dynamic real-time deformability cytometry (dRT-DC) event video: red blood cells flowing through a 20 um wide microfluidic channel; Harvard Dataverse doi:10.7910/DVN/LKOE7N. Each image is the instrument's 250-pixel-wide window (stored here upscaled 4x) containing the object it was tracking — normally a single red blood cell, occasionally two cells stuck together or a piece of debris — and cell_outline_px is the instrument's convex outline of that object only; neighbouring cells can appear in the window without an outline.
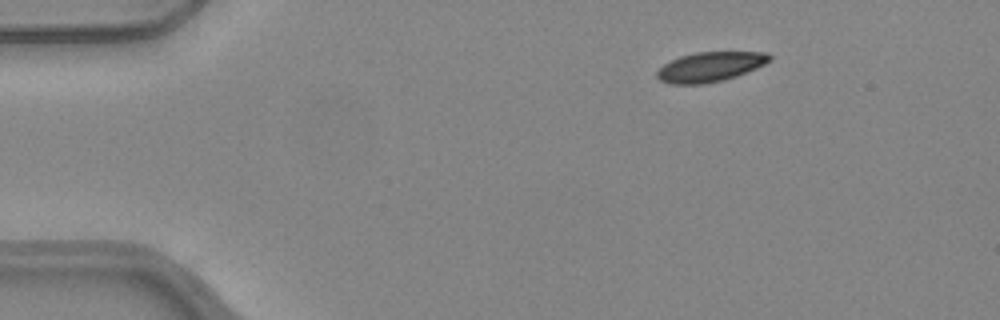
{"species": "common noctule bat (a hibernating species)", "species_latin": "Nyctalus noctula", "temperature_condition": "warm", "stored_images_in_passage": 39, "camera_frame_rate_fps": 3000, "um_per_image_px": 0.085, "animal": {"sex": "female", "body_mass_g": 24.6, "forearm_length_mm": 56.2}, "frame": {"image": 1, "passage_image": 1, "time_ms": 0.0, "image_size_px": [1000, 320], "cell_outline_px": [[772, 60], [756, 68], [736, 76], [724, 80], [704, 84], [668, 84], [660, 80], [656, 76], [656, 72], [664, 64], [680, 56], [696, 52], [768, 52], [772, 56]], "centroid_in_image_um": [60.37, 5.68], "position_along_channel_um": 24.6, "area_um2": 19.54}}
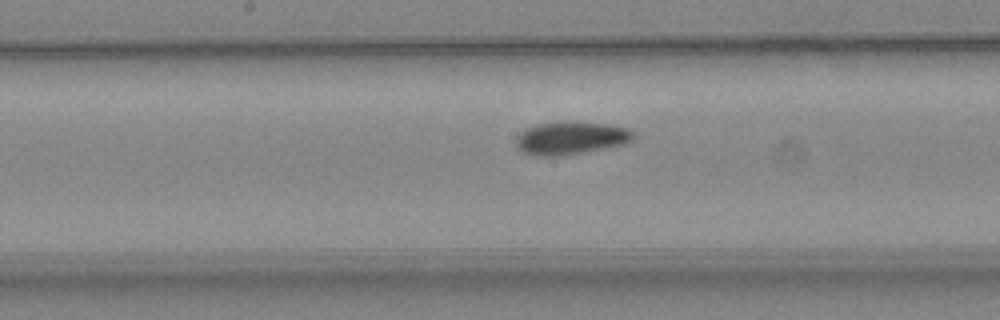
{"frame": {"image": 2, "passage_image": 20, "time_ms": 6.333, "image_size_px": [1000, 320], "cell_outline_px": [[636, 136], [632, 140], [624, 144], [584, 152], [560, 156], [532, 156], [516, 148], [516, 136], [520, 132], [536, 124], [612, 124], [628, 128]], "centroid_in_image_um": [48.51, 11.78], "position_along_channel_um": 199.7, "area_um2": 21.85}}
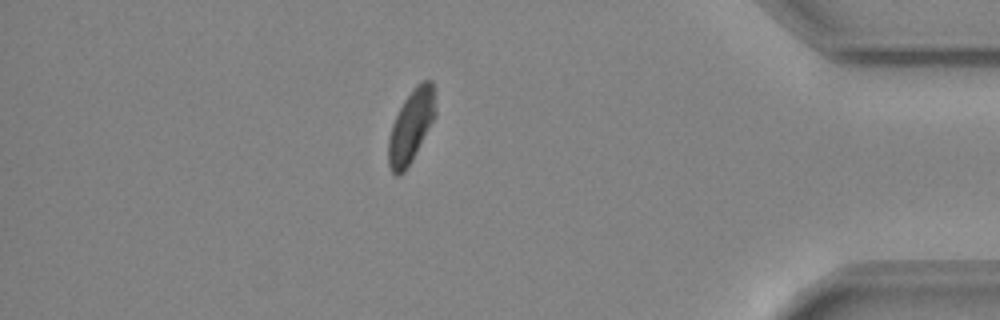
{"frame": {"image": 3, "passage_image": 38, "time_ms": 12.333, "image_size_px": [1000, 320], "cell_outline_px": [[436, 112], [412, 160], [404, 172], [400, 176], [396, 176], [392, 172], [388, 164], [388, 140], [392, 124], [404, 100], [412, 88], [420, 80], [432, 80], [436, 88]], "centroid_in_image_um": [34.95, 10.67], "position_along_channel_um": 400.3, "area_um2": 20.0}}